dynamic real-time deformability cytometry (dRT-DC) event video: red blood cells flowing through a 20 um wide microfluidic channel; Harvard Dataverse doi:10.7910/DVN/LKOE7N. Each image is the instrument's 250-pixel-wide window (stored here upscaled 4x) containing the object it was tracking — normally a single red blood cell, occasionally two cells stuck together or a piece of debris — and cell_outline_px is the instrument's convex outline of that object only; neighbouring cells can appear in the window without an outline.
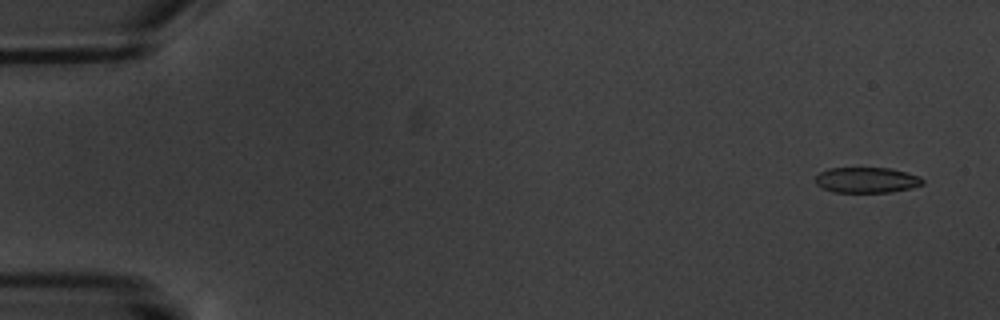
{"species": "common noctule bat (a hibernating species)", "species_latin": "Nyctalus noctula", "temperature_condition": "warm", "stored_images_in_passage": 10, "camera_frame_rate_fps": 3000, "um_per_image_px": 0.085, "animal": {"sex": "male", "body_mass_g": 20.1, "forearm_length_mm": 53.5}, "frame": {"image": 1, "passage_image": 1, "time_ms": 0.0, "image_size_px": [1000, 320], "cell_outline_px": [[924, 184], [912, 188], [892, 192], [832, 192], [816, 184], [816, 176], [820, 172], [828, 168], [892, 168], [908, 172], [920, 176], [924, 180]], "centroid_in_image_um": [73.72, 15.3], "position_along_channel_um": 11.3, "area_um2": 16.13}}
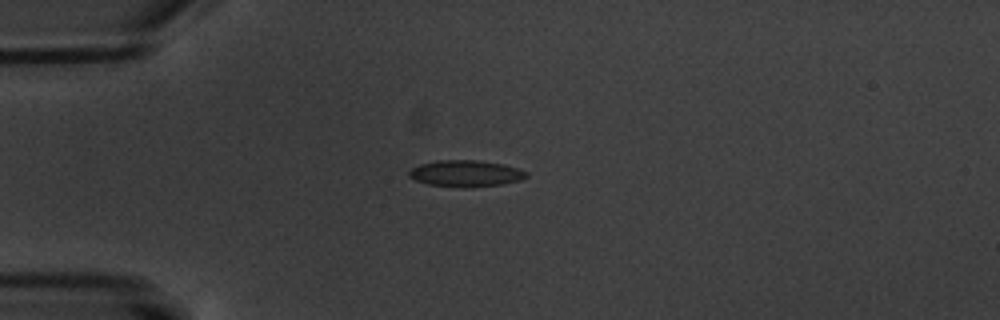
{"frame": {"image": 2, "passage_image": 4, "time_ms": 4.333, "image_size_px": [1000, 320], "cell_outline_px": [[528, 176], [520, 180], [504, 184], [428, 184], [416, 180], [408, 176], [408, 172], [412, 168], [420, 164], [436, 160], [480, 160], [504, 164], [528, 172]], "centroid_in_image_um": [39.6, 14.68], "position_along_channel_um": 45.4, "area_um2": 17.11}}
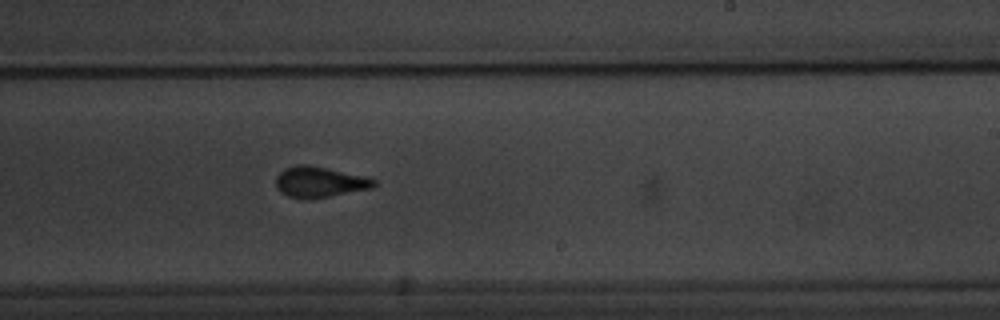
{"frame": {"image": 3, "passage_image": 10, "time_ms": 11.333, "image_size_px": [1000, 320], "cell_outline_px": [[376, 184], [372, 188], [308, 200], [304, 200], [288, 196], [280, 192], [276, 188], [276, 176], [284, 168], [296, 164], [308, 164], [368, 176], [376, 180]], "centroid_in_image_um": [27.15, 15.46], "position_along_channel_um": 261.9, "area_um2": 17.92}}